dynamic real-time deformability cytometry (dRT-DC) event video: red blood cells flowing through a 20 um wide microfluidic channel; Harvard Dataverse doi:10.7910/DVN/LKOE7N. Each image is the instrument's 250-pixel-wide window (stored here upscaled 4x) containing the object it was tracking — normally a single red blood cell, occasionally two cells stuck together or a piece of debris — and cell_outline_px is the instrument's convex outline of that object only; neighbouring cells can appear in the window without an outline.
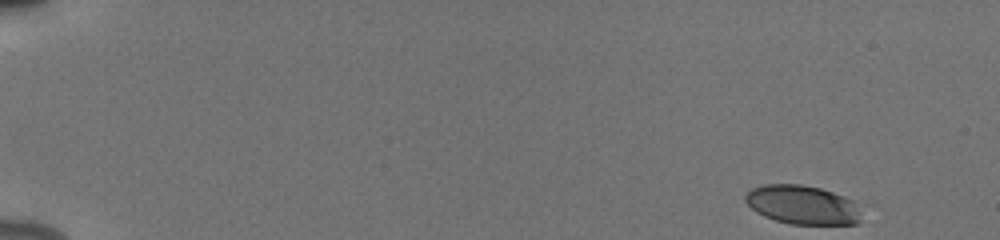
{"species": "human", "species_latin": "Homo sapiens", "temperature_condition": "cold", "stored_images_in_passage": 51, "camera_frame_rate_fps": 3000, "um_per_image_px": 0.085, "donor": {"sex": "male"}, "frame": {"image": 1, "passage_image": 1, "time_ms": 0.0, "image_size_px": [1000, 240], "cell_outline_px": [[860, 220], [856, 224], [792, 224], [776, 220], [764, 216], [756, 212], [744, 200], [744, 196], [752, 188], [764, 184], [800, 184], [820, 188], [844, 196], [852, 200], [860, 212]], "centroid_in_image_um": [68.18, 17.4], "position_along_channel_um": 16.8, "area_um2": 26.18}}
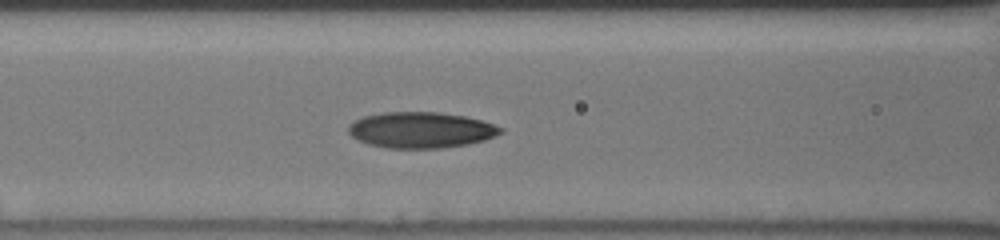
{"frame": {"image": 2, "passage_image": 22, "time_ms": 7.0, "image_size_px": [1000, 240], "cell_outline_px": [[504, 132], [496, 136], [484, 140], [468, 144], [440, 148], [384, 148], [368, 144], [352, 136], [348, 132], [348, 124], [364, 116], [384, 112], [440, 112], [464, 116], [480, 120], [504, 128]], "centroid_in_image_um": [35.78, 11.05], "position_along_channel_um": 130.8, "area_um2": 31.91}}
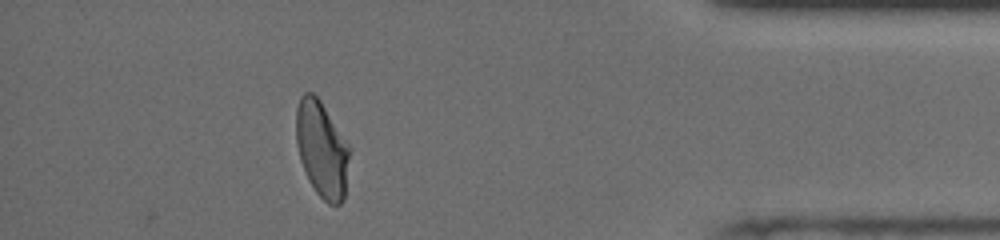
{"frame": {"image": 3, "passage_image": 46, "time_ms": 15.0, "image_size_px": [1000, 240], "cell_outline_px": [[352, 148], [344, 200], [340, 204], [328, 204], [316, 192], [300, 160], [296, 144], [296, 108], [300, 96], [304, 92], [312, 92], [320, 100]], "centroid_in_image_um": [27.39, 12.67], "position_along_channel_um": 407.8, "area_um2": 30.29}, "authors_computed_cell_mechanics": {"area_um2": 30.5184, "velocity_mm_per_s": 3.8878, "shape_relaxation_time_tau1_ms": 5.9489, "shape_relaxation_time_tau2_ms": 1.5033, "deformation_change_tau1": 0.1885, "deformation_change_tau2": 0.0683}}